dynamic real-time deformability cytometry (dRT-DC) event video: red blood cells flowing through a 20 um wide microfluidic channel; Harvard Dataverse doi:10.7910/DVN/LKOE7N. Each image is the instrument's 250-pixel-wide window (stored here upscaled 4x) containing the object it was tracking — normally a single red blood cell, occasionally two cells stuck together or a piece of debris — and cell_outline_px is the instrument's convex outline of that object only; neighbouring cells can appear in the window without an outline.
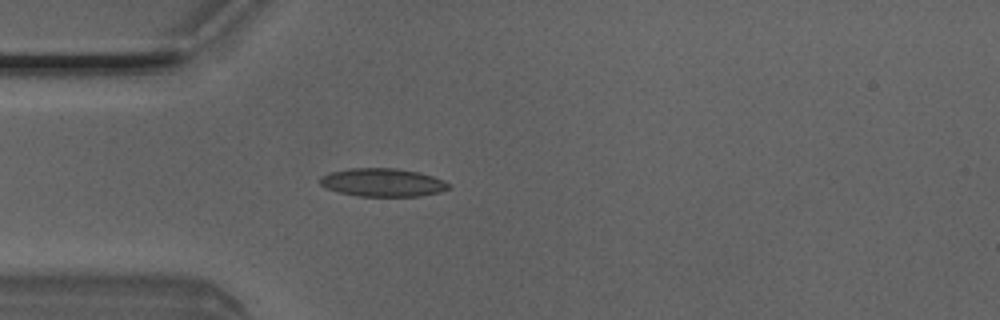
{"species": "Egyptian fruit bat (a non-hibernating species)", "species_latin": "Rousettus aegyptiacus", "temperature_condition": "room temperature", "stored_images_in_passage": 4, "camera_frame_rate_fps": 3000, "um_per_image_px": 0.085, "animal": {"sex": "male"}, "frame": {"image": 1, "passage_image": 3, "time_ms": 0.667, "image_size_px": [1000, 320], "cell_outline_px": [[452, 188], [440, 192], [420, 196], [360, 196], [340, 192], [324, 188], [320, 184], [320, 176], [332, 172], [348, 168], [396, 168], [420, 172], [444, 180], [452, 184]], "centroid_in_image_um": [32.57, 15.51], "position_along_channel_um": 52.4, "area_um2": 21.33}}